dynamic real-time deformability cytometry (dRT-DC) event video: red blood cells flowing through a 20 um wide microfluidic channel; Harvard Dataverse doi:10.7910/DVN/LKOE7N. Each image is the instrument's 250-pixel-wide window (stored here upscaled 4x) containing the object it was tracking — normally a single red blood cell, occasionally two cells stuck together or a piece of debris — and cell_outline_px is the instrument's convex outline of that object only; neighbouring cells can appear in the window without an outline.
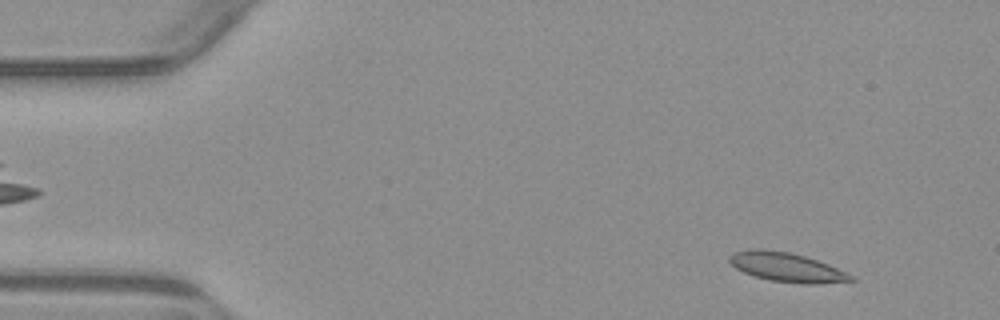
{"species": "common noctule bat (a hibernating species)", "species_latin": "Nyctalus noctula", "temperature_condition": "warm", "stored_images_in_passage": 3, "camera_frame_rate_fps": 3000, "um_per_image_px": 0.085, "animal": {"sex": "male", "body_mass_g": 23.1, "forearm_length_mm": 52.7}, "frame": {"image": 1, "passage_image": 1, "time_ms": 0.0, "image_size_px": [1000, 320], "cell_outline_px": [[856, 280], [816, 284], [800, 284], [772, 280], [756, 276], [744, 272], [736, 268], [728, 260], [728, 256], [732, 252], [748, 248], [764, 248], [788, 252], [804, 256], [828, 264], [856, 276]], "centroid_in_image_um": [66.86, 22.7], "position_along_channel_um": 18.1, "area_um2": 20.81}}
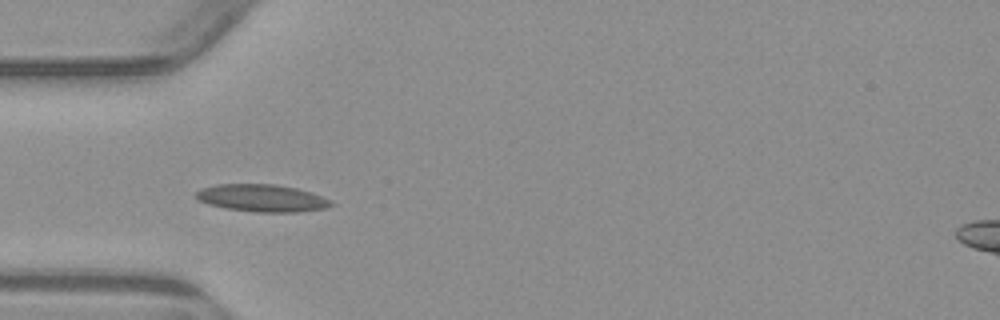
{"frame": {"image": 2, "passage_image": 3, "time_ms": 3.667, "image_size_px": [1000, 320], "cell_outline_px": [[332, 204], [324, 208], [296, 212], [256, 212], [224, 208], [208, 204], [192, 196], [200, 188], [216, 184], [276, 184], [296, 188], [312, 192], [332, 200]], "centroid_in_image_um": [22.22, 16.83], "position_along_channel_um": 62.8, "area_um2": 21.62}}